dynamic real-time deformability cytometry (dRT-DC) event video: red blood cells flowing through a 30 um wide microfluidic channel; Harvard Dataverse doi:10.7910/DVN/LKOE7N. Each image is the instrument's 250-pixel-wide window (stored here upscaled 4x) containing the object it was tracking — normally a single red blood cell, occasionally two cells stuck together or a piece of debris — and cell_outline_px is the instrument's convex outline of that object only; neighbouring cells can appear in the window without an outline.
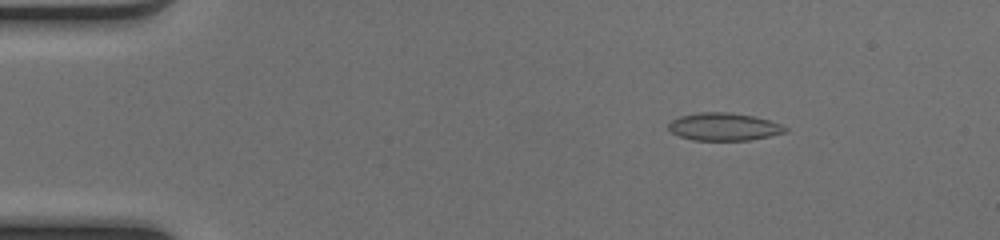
{"species": "common noctule bat (a hibernating species)", "species_latin": "Nyctalus noctula", "temperature_condition": "cold", "stored_images_in_passage": 18, "camera_frame_rate_fps": 3000, "um_per_image_px": 0.085, "animal": {"sex": "female", "body_mass_g": 17.0, "forearm_length_mm": 48.0}, "frame": {"image": 1, "passage_image": 8, "time_ms": 2.333, "image_size_px": [1000, 240], "cell_outline_px": [[788, 132], [748, 140], [692, 140], [680, 136], [672, 132], [668, 128], [668, 124], [672, 120], [680, 116], [700, 112], [728, 112], [752, 116], [768, 120], [780, 124], [788, 128]], "centroid_in_image_um": [61.52, 10.77], "position_along_channel_um": 23.5, "area_um2": 18.67}}
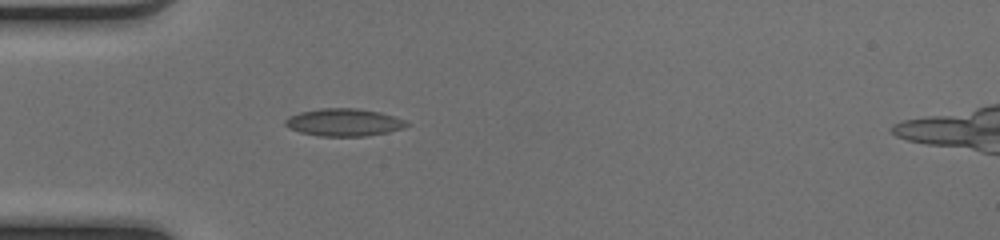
{"frame": {"image": 2, "passage_image": 16, "time_ms": 5.0, "image_size_px": [1000, 240], "cell_outline_px": [[412, 124], [404, 128], [388, 132], [364, 136], [320, 136], [300, 132], [288, 128], [284, 124], [284, 120], [288, 116], [300, 112], [320, 108], [356, 108], [380, 112], [404, 120]], "centroid_in_image_um": [29.21, 10.4], "position_along_channel_um": 55.8, "area_um2": 19.54}}